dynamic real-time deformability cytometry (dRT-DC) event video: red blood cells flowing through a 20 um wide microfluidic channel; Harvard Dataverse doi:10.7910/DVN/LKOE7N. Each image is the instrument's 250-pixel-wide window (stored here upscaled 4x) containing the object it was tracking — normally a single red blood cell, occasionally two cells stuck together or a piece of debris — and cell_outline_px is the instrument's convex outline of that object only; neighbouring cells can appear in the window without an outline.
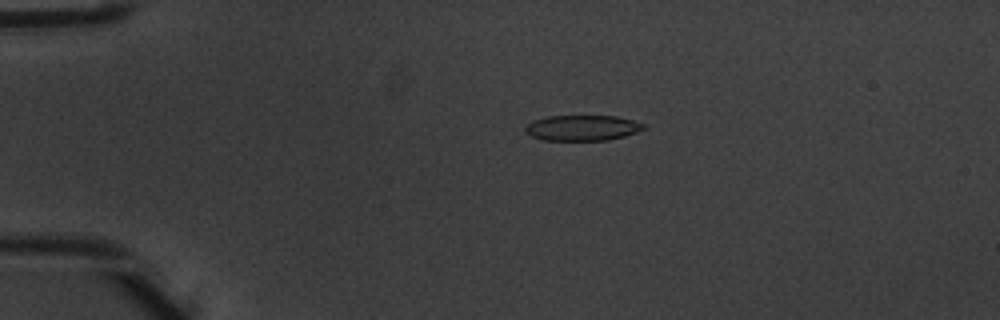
{"species": "common noctule bat (a hibernating species)", "species_latin": "Nyctalus noctula", "temperature_condition": "warm", "stored_images_in_passage": 6, "camera_frame_rate_fps": 3000, "um_per_image_px": 0.085, "animal": {"sex": "male", "body_mass_g": 20.1, "forearm_length_mm": 53.5}, "frame": {"image": 1, "passage_image": 4, "time_ms": 1.0, "image_size_px": [1000, 320], "cell_outline_px": [[648, 128], [624, 136], [608, 140], [544, 140], [532, 136], [524, 132], [524, 128], [532, 120], [548, 116], [616, 116], [632, 120], [644, 124]], "centroid_in_image_um": [49.49, 10.87], "position_along_channel_um": 35.5, "area_um2": 17.63}}
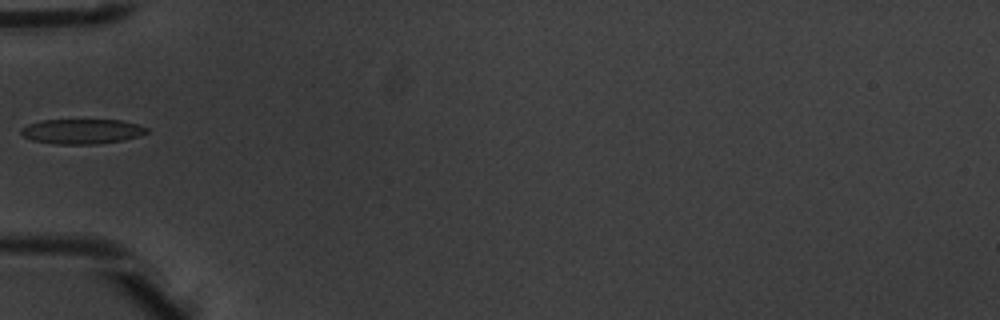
{"frame": {"image": 2, "passage_image": 6, "time_ms": 1.667, "image_size_px": [1000, 320], "cell_outline_px": [[148, 132], [140, 136], [124, 140], [100, 144], [56, 144], [32, 140], [24, 136], [20, 132], [20, 128], [28, 124], [40, 120], [120, 120], [136, 124], [148, 128]], "centroid_in_image_um": [6.96, 11.17], "position_along_channel_um": 78.0, "area_um2": 18.32}}